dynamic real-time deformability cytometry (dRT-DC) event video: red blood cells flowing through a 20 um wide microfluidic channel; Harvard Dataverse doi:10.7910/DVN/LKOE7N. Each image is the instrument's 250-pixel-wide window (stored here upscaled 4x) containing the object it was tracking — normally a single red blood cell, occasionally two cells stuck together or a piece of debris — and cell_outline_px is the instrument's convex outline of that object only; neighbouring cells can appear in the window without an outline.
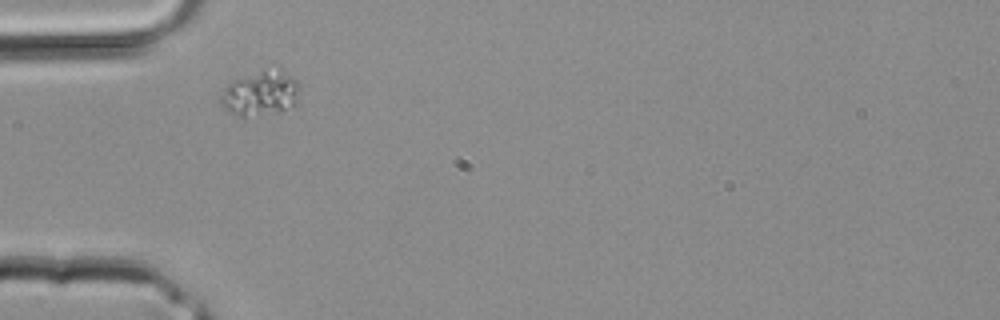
{"species": "common noctule bat (a hibernating species)", "species_latin": "Nyctalus noctula", "temperature_condition": "room temperature", "stored_images_in_passage": 2, "camera_frame_rate_fps": 3000, "um_per_image_px": 0.085, "animal": {"sex": "male", "body_mass_g": 20.4}, "frame": {"image": 1, "passage_image": 2, "time_ms": 0.333, "image_size_px": [1000, 320], "cell_outline_px": [[300, 96], [292, 104], [280, 112], [244, 116], [240, 116], [224, 108], [220, 104], [220, 96], [224, 88], [232, 80], [264, 68], [280, 64], [300, 80]], "centroid_in_image_um": [22.22, 7.82], "position_along_channel_um": 62.8, "area_um2": 21.5}}